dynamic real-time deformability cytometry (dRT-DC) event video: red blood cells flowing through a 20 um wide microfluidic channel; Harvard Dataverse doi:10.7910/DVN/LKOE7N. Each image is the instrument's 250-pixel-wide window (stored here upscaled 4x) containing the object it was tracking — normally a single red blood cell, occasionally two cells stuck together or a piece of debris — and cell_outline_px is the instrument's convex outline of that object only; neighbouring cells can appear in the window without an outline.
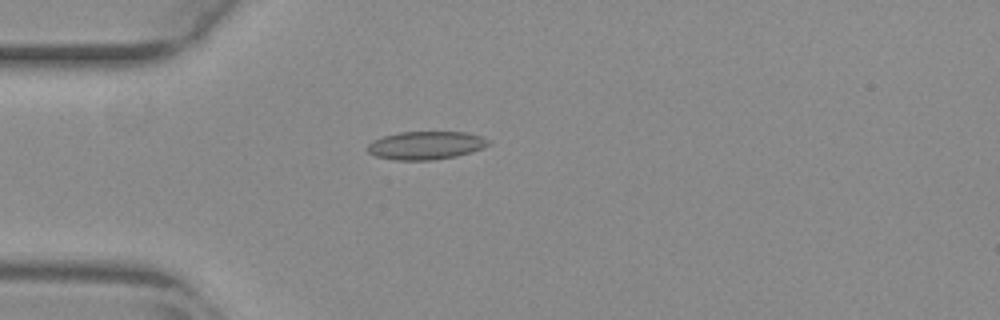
{"species": "common noctule bat (a hibernating species)", "species_latin": "Nyctalus noctula", "temperature_condition": "warm", "stored_images_in_passage": 54, "camera_frame_rate_fps": 3000, "um_per_image_px": 0.085, "animal": {"sex": "female", "body_mass_g": 29.2, "forearm_length_mm": 56.3}, "frame": {"image": 1, "passage_image": 15, "time_ms": 4.667, "image_size_px": [1000, 320], "cell_outline_px": [[492, 144], [484, 148], [472, 152], [456, 156], [432, 160], [396, 160], [376, 156], [368, 152], [368, 144], [372, 140], [384, 136], [400, 132], [464, 132], [484, 136], [492, 140]], "centroid_in_image_um": [36.27, 12.35], "position_along_channel_um": 48.7, "area_um2": 20.06}}
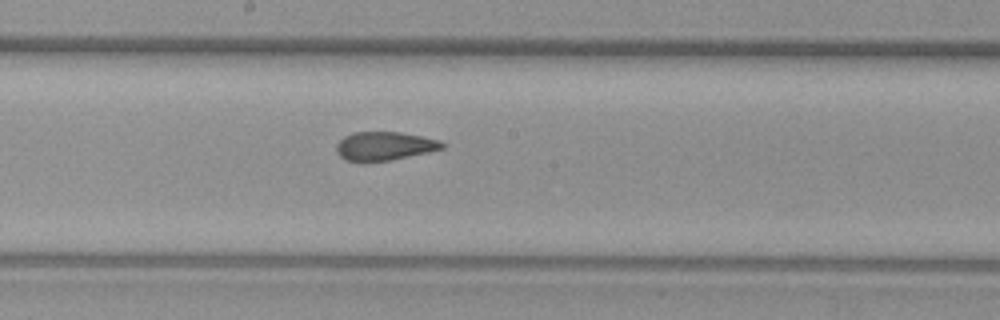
{"frame": {"image": 2, "passage_image": 29, "time_ms": 9.333, "image_size_px": [1000, 320], "cell_outline_px": [[444, 148], [428, 152], [392, 160], [364, 164], [344, 160], [336, 152], [336, 144], [344, 136], [352, 132], [400, 132], [440, 140], [444, 144]], "centroid_in_image_um": [32.61, 12.45], "position_along_channel_um": 215.6, "area_um2": 18.09}}
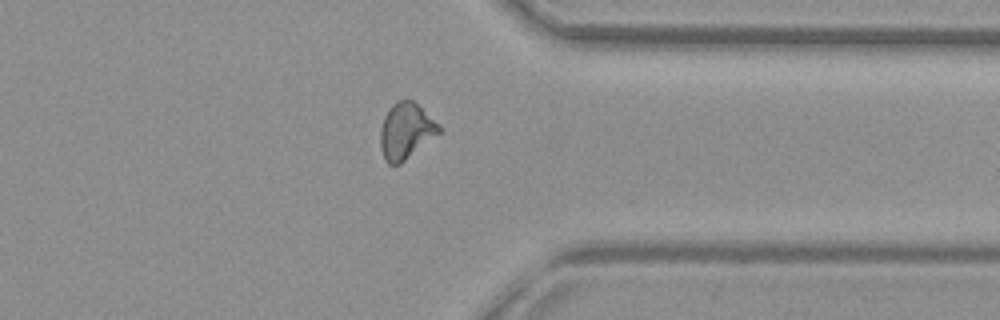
{"frame": {"image": 3, "passage_image": 42, "time_ms": 13.667, "image_size_px": [1000, 320], "cell_outline_px": [[440, 132], [400, 164], [388, 164], [384, 160], [380, 148], [380, 128], [384, 116], [388, 108], [396, 100], [412, 100], [440, 124]], "centroid_in_image_um": [34.46, 11.13], "position_along_channel_um": 376.9, "area_um2": 19.13}, "authors_computed_cell_mechanics": {"area_um2": 18.6694, "velocity_mm_per_s": 3.8535, "shape_relaxation_time_tau1_ms": null, "shape_relaxation_time_tau2_ms": 1.7509, "deformation_change_tau1": null, "deformation_change_tau2": 0.0926}}